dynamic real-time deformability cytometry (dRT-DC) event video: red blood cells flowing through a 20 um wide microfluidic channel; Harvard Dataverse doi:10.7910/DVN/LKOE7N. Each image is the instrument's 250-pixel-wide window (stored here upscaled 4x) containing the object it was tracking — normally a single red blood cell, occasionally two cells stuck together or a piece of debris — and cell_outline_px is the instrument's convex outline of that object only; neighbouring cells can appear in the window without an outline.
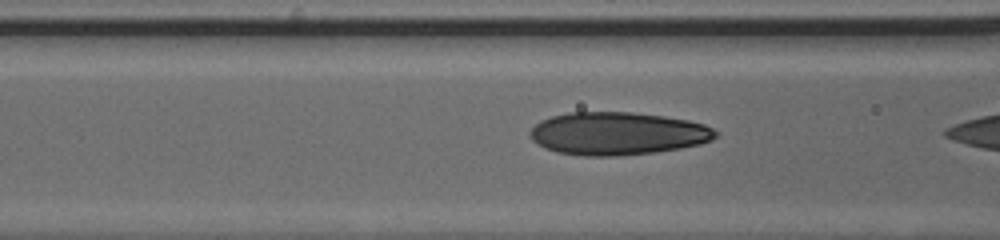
{"species": "human", "species_latin": "Homo sapiens", "temperature_condition": "cold", "stored_images_in_passage": 6, "camera_frame_rate_fps": 3000, "um_per_image_px": 0.085, "donor": {"sex": "male"}, "frame": {"image": 1, "passage_image": 4, "time_ms": 1.0, "image_size_px": [1000, 240], "cell_outline_px": [[720, 132], [712, 140], [700, 144], [680, 148], [656, 152], [616, 156], [584, 156], [556, 152], [544, 148], [532, 140], [528, 132], [540, 120], [552, 116], [568, 112], [632, 112], [664, 116], [688, 120], [704, 124]], "centroid_in_image_um": [52.49, 11.35], "position_along_channel_um": 114.1, "area_um2": 46.59}}